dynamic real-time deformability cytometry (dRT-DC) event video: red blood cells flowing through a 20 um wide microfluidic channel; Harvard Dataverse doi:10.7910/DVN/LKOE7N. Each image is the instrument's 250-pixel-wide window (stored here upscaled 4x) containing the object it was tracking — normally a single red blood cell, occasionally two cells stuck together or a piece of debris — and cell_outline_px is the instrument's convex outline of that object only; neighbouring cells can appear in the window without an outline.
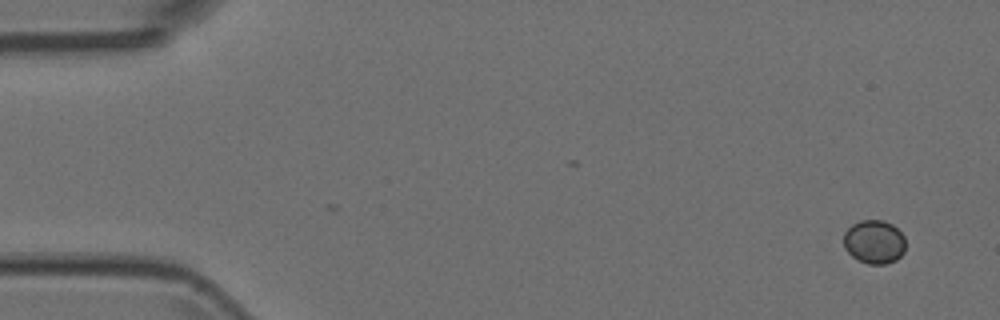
{"species": "Egyptian fruit bat (a non-hibernating species)", "species_latin": "Rousettus aegyptiacus", "temperature_condition": "room temperature", "stored_images_in_passage": 2, "camera_frame_rate_fps": 3000, "um_per_image_px": 0.085, "animal": {"sex": "female"}, "frame": {"image": 1, "passage_image": 2, "time_ms": 0.333, "image_size_px": [1000, 320], "cell_outline_px": [[904, 252], [896, 260], [884, 264], [868, 264], [852, 256], [844, 248], [844, 232], [852, 224], [860, 220], [884, 220], [892, 224], [904, 236]], "centroid_in_image_um": [74.3, 20.55], "position_along_channel_um": 10.7, "area_um2": 15.72}}